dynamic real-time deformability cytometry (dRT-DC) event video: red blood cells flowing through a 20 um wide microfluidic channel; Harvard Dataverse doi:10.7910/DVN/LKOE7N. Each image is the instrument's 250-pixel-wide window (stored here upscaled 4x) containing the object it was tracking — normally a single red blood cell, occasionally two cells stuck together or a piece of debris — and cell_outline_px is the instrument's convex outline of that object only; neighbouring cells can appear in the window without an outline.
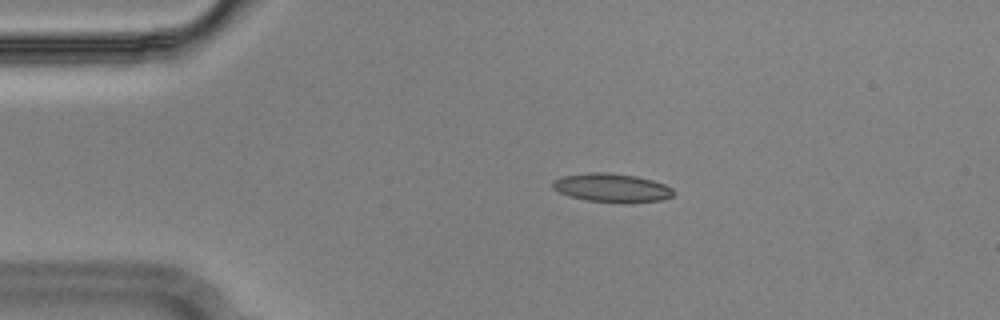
{"species": "Egyptian fruit bat (a non-hibernating species)", "species_latin": "Rousettus aegyptiacus", "temperature_condition": "cold", "stored_images_in_passage": 48, "camera_frame_rate_fps": 3000, "um_per_image_px": 0.085, "animal": {"sex": "male"}, "frame": {"image": 1, "passage_image": 4, "time_ms": 1.0, "image_size_px": [1000, 320], "cell_outline_px": [[672, 196], [664, 200], [620, 204], [588, 200], [572, 196], [560, 192], [552, 188], [552, 180], [564, 176], [588, 172], [608, 172], [636, 176], [652, 180], [664, 184], [672, 188]], "centroid_in_image_um": [52.02, 15.97], "position_along_channel_um": 33.0, "area_um2": 20.29}}
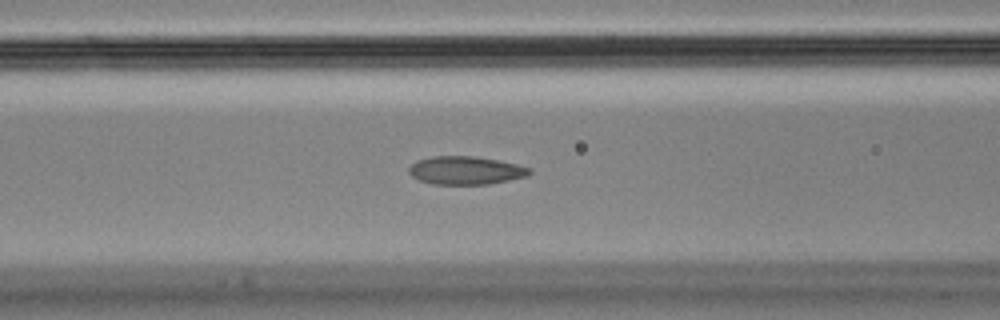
{"frame": {"image": 2, "passage_image": 15, "time_ms": 4.667, "image_size_px": [1000, 320], "cell_outline_px": [[532, 172], [528, 176], [488, 184], [432, 184], [420, 180], [412, 176], [408, 172], [408, 168], [416, 160], [432, 156], [476, 156], [516, 164], [532, 168]], "centroid_in_image_um": [39.58, 14.48], "position_along_channel_um": 127.0, "area_um2": 19.83}}
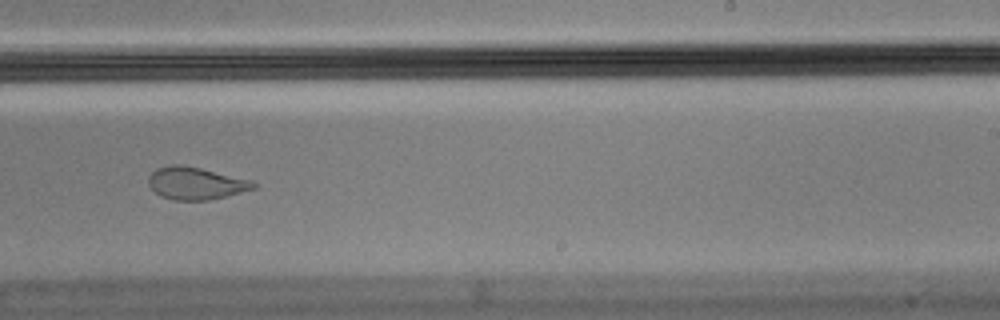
{"frame": {"image": 3, "passage_image": 27, "time_ms": 8.667, "image_size_px": [1000, 320], "cell_outline_px": [[256, 188], [208, 200], [172, 200], [160, 196], [148, 184], [148, 176], [156, 168], [172, 164], [180, 164], [200, 168], [252, 180], [256, 184]], "centroid_in_image_um": [16.6, 15.57], "position_along_channel_um": 272.4, "area_um2": 19.71}, "authors_computed_cell_mechanics": {"area_um2": 20.2878, "velocity_mm_per_s": 3.6409, "shape_relaxation_time_tau1_ms": null, "shape_relaxation_time_tau2_ms": 1.3212, "deformation_change_tau1": null, "deformation_change_tau2": 0.081}}